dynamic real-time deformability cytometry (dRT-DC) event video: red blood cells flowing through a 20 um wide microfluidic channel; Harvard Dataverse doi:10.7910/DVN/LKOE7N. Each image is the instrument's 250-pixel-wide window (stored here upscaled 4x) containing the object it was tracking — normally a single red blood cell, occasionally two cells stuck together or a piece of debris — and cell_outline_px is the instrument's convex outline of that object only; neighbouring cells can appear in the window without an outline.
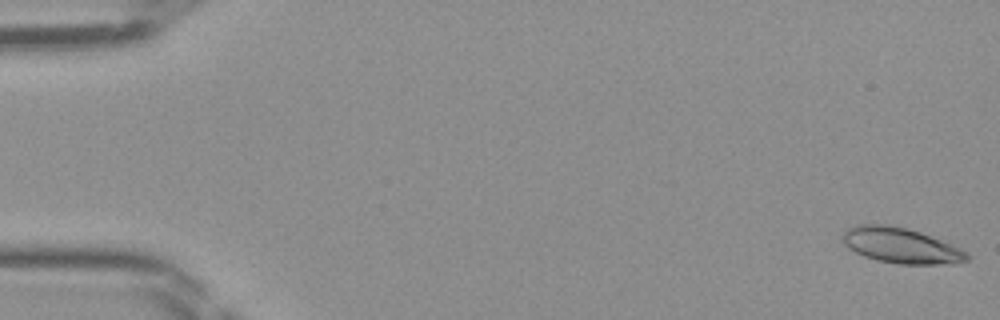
{"species": "Egyptian fruit bat (a non-hibernating species)", "species_latin": "Rousettus aegyptiacus", "temperature_condition": "room temperature", "stored_images_in_passage": 47, "camera_frame_rate_fps": 3000, "um_per_image_px": 0.085, "frame": {"image": 1, "passage_image": 1, "time_ms": 0.0, "image_size_px": [1000, 320], "cell_outline_px": [[972, 256], [968, 260], [952, 264], [896, 264], [876, 260], [864, 256], [848, 248], [844, 244], [840, 236], [848, 228], [856, 224], [880, 224], [908, 228], [920, 232], [960, 248], [968, 252]], "centroid_in_image_um": [76.57, 20.88], "position_along_channel_um": 8.4, "area_um2": 25.84}}
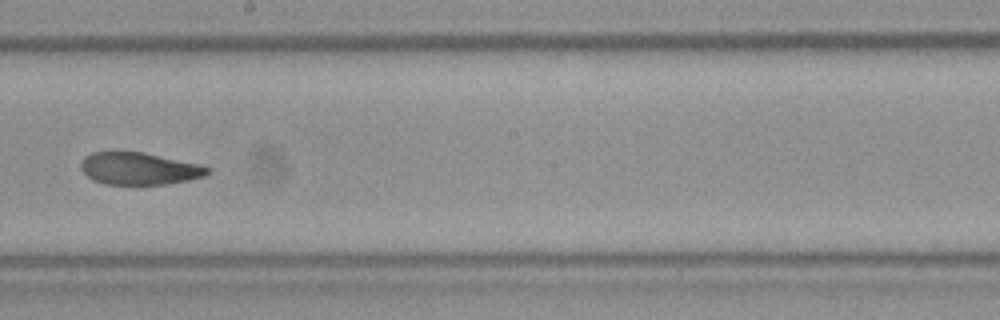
{"frame": {"image": 2, "passage_image": 27, "time_ms": 8.667, "image_size_px": [1000, 320], "cell_outline_px": [[212, 168], [204, 176], [188, 180], [168, 184], [104, 184], [92, 180], [80, 168], [80, 164], [84, 156], [92, 152], [144, 152], [200, 164]], "centroid_in_image_um": [11.82, 14.33], "position_along_channel_um": 236.4, "area_um2": 23.81}}
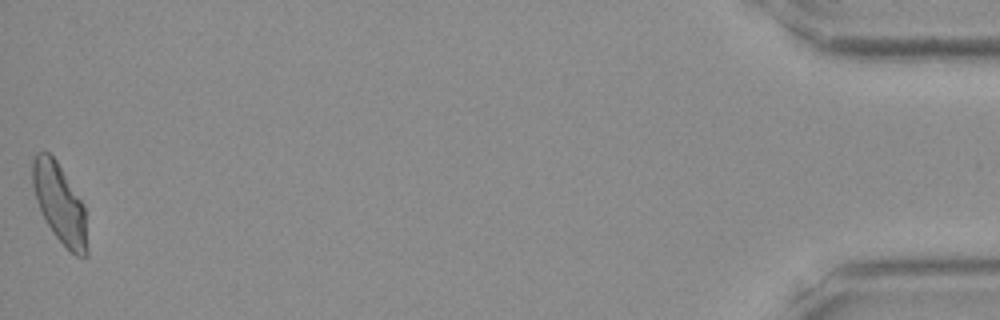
{"frame": {"image": 3, "passage_image": 47, "time_ms": 15.333, "image_size_px": [1000, 320], "cell_outline_px": [[88, 256], [76, 256], [52, 232], [36, 200], [32, 184], [32, 160], [36, 152], [48, 152], [56, 160], [84, 204], [88, 248]], "centroid_in_image_um": [5.08, 17.28], "position_along_channel_um": 430.1, "area_um2": 24.97}}